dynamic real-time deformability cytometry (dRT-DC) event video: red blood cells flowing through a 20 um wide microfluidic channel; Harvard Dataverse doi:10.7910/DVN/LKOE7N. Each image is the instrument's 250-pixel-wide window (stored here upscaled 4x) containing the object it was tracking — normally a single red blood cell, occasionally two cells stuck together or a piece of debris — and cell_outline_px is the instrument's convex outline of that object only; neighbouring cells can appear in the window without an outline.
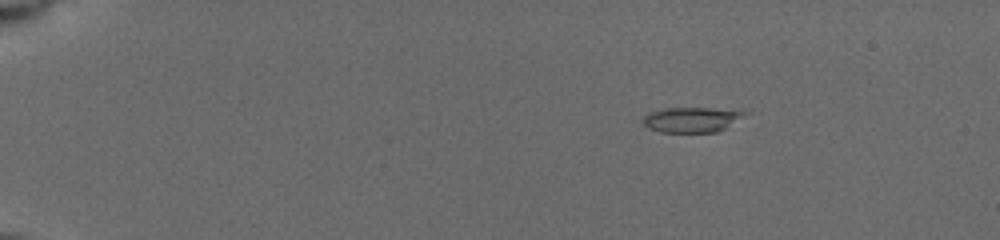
{"species": "common noctule bat (a hibernating species)", "species_latin": "Nyctalus noctula", "temperature_condition": "cold", "stored_images_in_passage": 92, "camera_frame_rate_fps": 3000, "um_per_image_px": 0.085, "animal": {"sex": "female", "body_mass_g": 19.5, "forearm_length_mm": 54.1}, "frame": {"image": 1, "passage_image": 15, "time_ms": 2.667, "image_size_px": [1000, 240], "cell_outline_px": [[748, 112], [724, 128], [716, 132], [660, 132], [648, 128], [644, 124], [644, 116], [652, 112], [668, 108], [708, 108]], "centroid_in_image_um": [58.73, 10.18], "position_along_channel_um": 26.3, "area_um2": 14.33}}
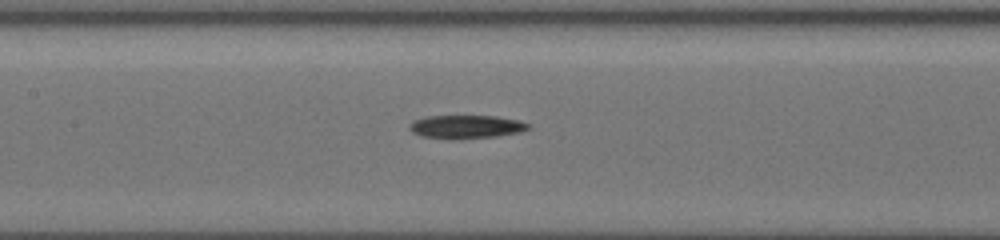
{"frame": {"image": 2, "passage_image": 59, "time_ms": 9.0, "image_size_px": [1000, 240], "cell_outline_px": [[532, 128], [520, 132], [496, 136], [452, 140], [424, 136], [412, 132], [408, 128], [412, 120], [428, 116], [496, 116], [520, 120], [528, 124]], "centroid_in_image_um": [39.63, 10.78], "position_along_channel_um": 167.8, "area_um2": 16.3}}
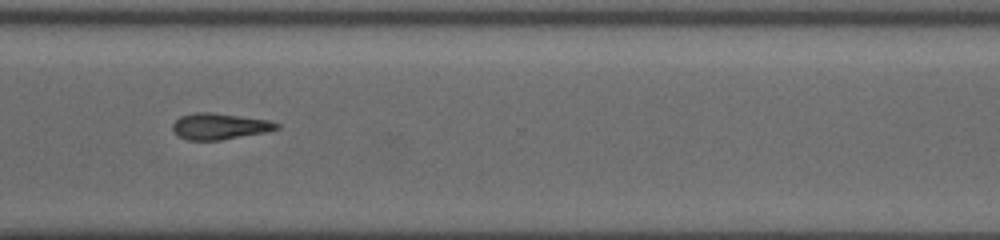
{"frame": {"image": 3, "passage_image": 91, "time_ms": 13.667, "image_size_px": [1000, 240], "cell_outline_px": [[280, 128], [264, 132], [220, 140], [188, 140], [180, 136], [172, 128], [172, 124], [180, 116], [196, 112], [212, 112], [268, 120], [280, 124]], "centroid_in_image_um": [18.66, 10.73], "position_along_channel_um": 351.9, "area_um2": 15.66}}